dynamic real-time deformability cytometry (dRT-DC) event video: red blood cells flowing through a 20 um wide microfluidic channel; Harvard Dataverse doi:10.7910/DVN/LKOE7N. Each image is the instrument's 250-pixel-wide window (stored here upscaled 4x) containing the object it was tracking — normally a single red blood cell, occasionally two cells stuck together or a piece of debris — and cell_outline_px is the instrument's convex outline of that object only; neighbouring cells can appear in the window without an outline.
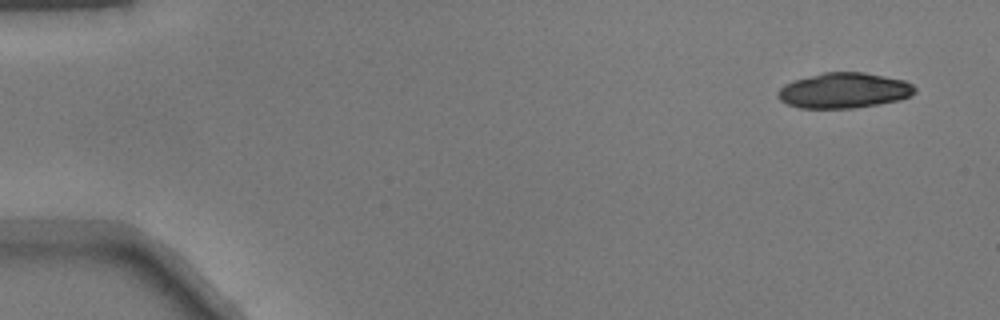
{"species": "common noctule bat (a hibernating species)", "species_latin": "Nyctalus noctula", "temperature_condition": "warm", "stored_images_in_passage": 39, "camera_frame_rate_fps": 3000, "um_per_image_px": 0.085, "animal": {"sex": "male", "body_mass_g": 17.9}, "frame": {"image": 1, "passage_image": 1, "time_ms": 0.0, "image_size_px": [1000, 320], "cell_outline_px": [[916, 92], [900, 100], [852, 108], [800, 108], [788, 104], [780, 100], [776, 96], [776, 92], [784, 84], [796, 80], [824, 72], [864, 72], [904, 80], [912, 84], [916, 88]], "centroid_in_image_um": [71.72, 7.69], "position_along_channel_um": 13.3, "area_um2": 28.09}}
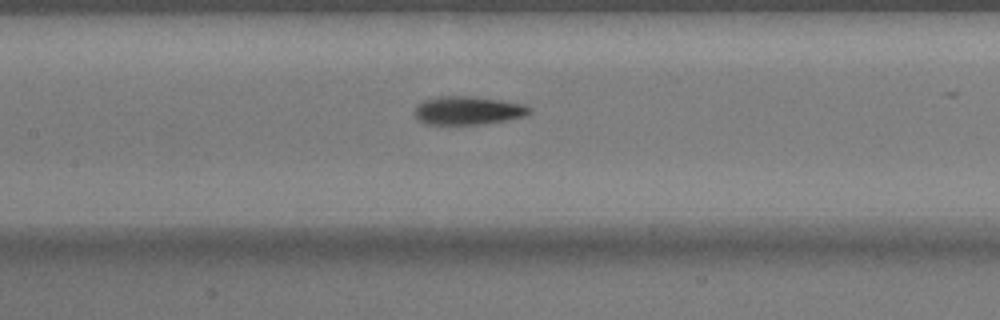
{"frame": {"image": 2, "passage_image": 21, "time_ms": 6.667, "image_size_px": [1000, 320], "cell_outline_px": [[532, 112], [524, 116], [508, 120], [480, 124], [424, 124], [416, 120], [412, 112], [416, 104], [424, 100], [444, 96], [468, 96], [500, 100], [524, 104], [532, 108]], "centroid_in_image_um": [39.73, 9.4], "position_along_channel_um": 167.7, "area_um2": 19.19}}
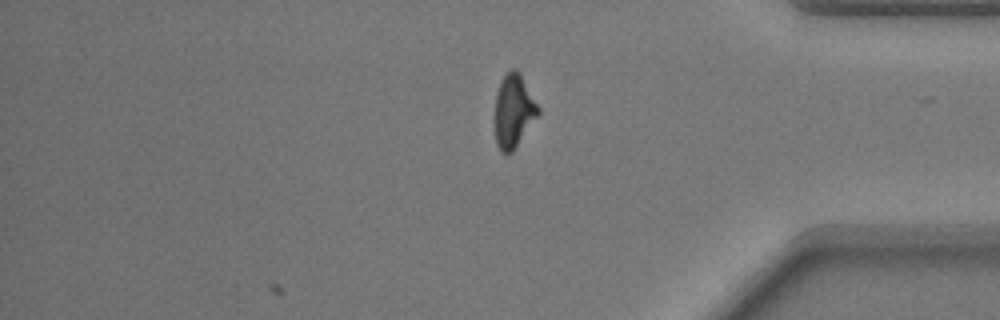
{"frame": {"image": 3, "passage_image": 39, "time_ms": 12.667, "image_size_px": [1000, 320], "cell_outline_px": [[540, 112], [512, 152], [500, 152], [496, 144], [492, 120], [496, 92], [500, 80], [512, 68], [516, 68], [520, 72], [540, 108]], "centroid_in_image_um": [43.6, 9.42], "position_along_channel_um": 391.6, "area_um2": 19.02}}